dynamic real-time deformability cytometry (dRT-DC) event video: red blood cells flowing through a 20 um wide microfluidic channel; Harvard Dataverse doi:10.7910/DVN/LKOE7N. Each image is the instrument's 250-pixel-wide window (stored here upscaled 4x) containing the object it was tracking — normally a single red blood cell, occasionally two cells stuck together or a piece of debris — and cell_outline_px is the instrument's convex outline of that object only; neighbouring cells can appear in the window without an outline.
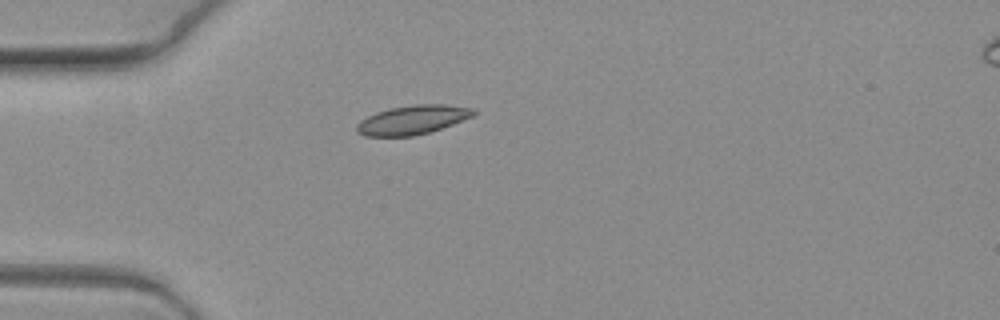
{"species": "common noctule bat (a hibernating species)", "species_latin": "Nyctalus noctula", "temperature_condition": "warm", "stored_images_in_passage": 4, "camera_frame_rate_fps": 3000, "um_per_image_px": 0.085, "animal": {"sex": "female", "body_mass_g": 19.3, "forearm_length_mm": 54.1}, "frame": {"image": 1, "passage_image": 1, "time_ms": 0.0, "image_size_px": [1000, 320], "cell_outline_px": [[476, 112], [472, 116], [452, 124], [428, 132], [412, 136], [364, 136], [356, 132], [356, 124], [360, 120], [376, 112], [388, 108], [412, 104], [444, 104], [476, 108]], "centroid_in_image_um": [35.03, 10.17], "position_along_channel_um": 50.0, "area_um2": 19.83}}
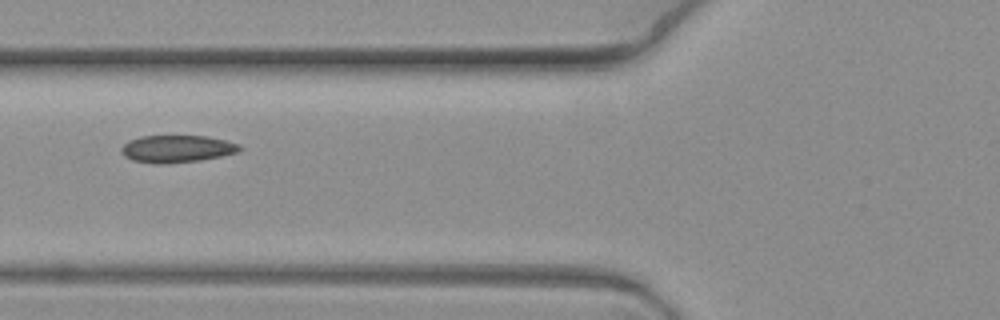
{"frame": {"image": 2, "passage_image": 3, "time_ms": 0.667, "image_size_px": [1000, 320], "cell_outline_px": [[244, 148], [240, 152], [200, 160], [160, 164], [132, 160], [124, 156], [120, 152], [120, 148], [128, 140], [140, 136], [208, 136], [240, 144]], "centroid_in_image_um": [15.04, 12.64], "position_along_channel_um": 110.8, "area_um2": 18.9}}